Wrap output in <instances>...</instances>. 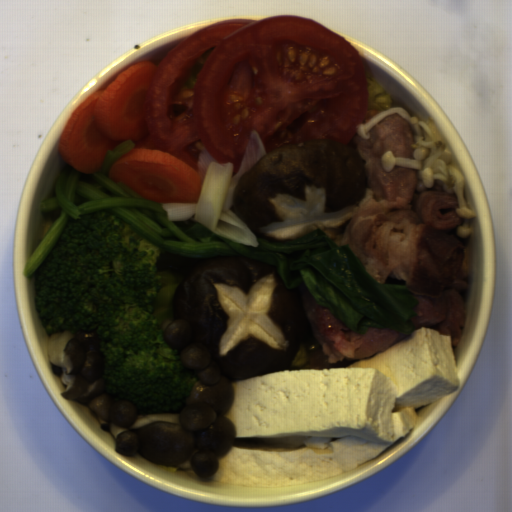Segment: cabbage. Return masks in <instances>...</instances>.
<instances>
[{
    "label": "cabbage",
    "instance_id": "1",
    "mask_svg": "<svg viewBox=\"0 0 512 512\" xmlns=\"http://www.w3.org/2000/svg\"><path fill=\"white\" fill-rule=\"evenodd\" d=\"M368 88V109L385 111L392 109L394 102L391 94L371 75L370 71L364 70Z\"/></svg>",
    "mask_w": 512,
    "mask_h": 512
}]
</instances>
